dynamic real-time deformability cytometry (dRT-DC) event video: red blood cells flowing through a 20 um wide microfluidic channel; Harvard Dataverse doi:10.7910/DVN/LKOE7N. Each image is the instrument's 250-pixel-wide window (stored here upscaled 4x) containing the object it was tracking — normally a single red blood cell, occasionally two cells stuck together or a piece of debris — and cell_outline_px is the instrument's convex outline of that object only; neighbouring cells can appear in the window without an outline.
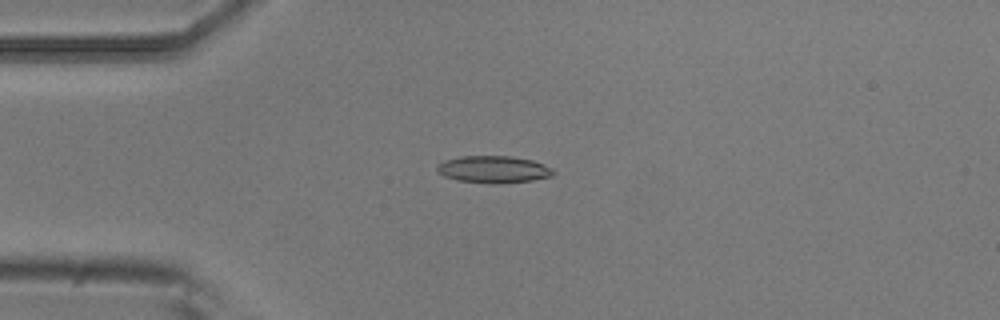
{"species": "common noctule bat (a hibernating species)", "species_latin": "Nyctalus noctula", "temperature_condition": "room temperature", "stored_images_in_passage": 8, "camera_frame_rate_fps": 3000, "um_per_image_px": 0.085, "animal": {"sex": "male", "body_mass_g": 20.5, "forearm_length_mm": 52.5}, "frame": {"image": 1, "passage_image": 2, "time_ms": 0.333, "image_size_px": [1000, 320], "cell_outline_px": [[556, 172], [552, 176], [532, 180], [492, 184], [456, 180], [444, 176], [436, 172], [436, 168], [444, 160], [460, 156], [512, 156], [532, 160], [552, 168]], "centroid_in_image_um": [41.93, 14.4], "position_along_channel_um": 43.1, "area_um2": 18.38}}
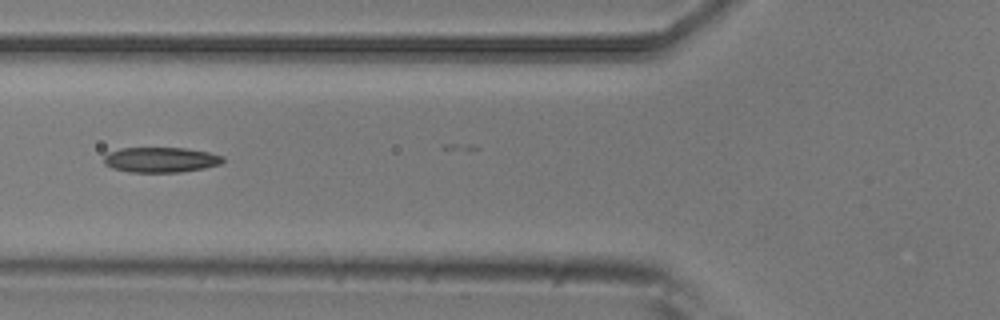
{"frame": {"image": 2, "passage_image": 4, "time_ms": 1.0, "image_size_px": [1000, 320], "cell_outline_px": [[224, 160], [220, 164], [204, 168], [180, 172], [128, 172], [112, 168], [104, 164], [104, 156], [108, 152], [120, 148], [184, 148], [208, 152], [224, 156]], "centroid_in_image_um": [13.64, 13.58], "position_along_channel_um": 112.2, "area_um2": 17.51}}
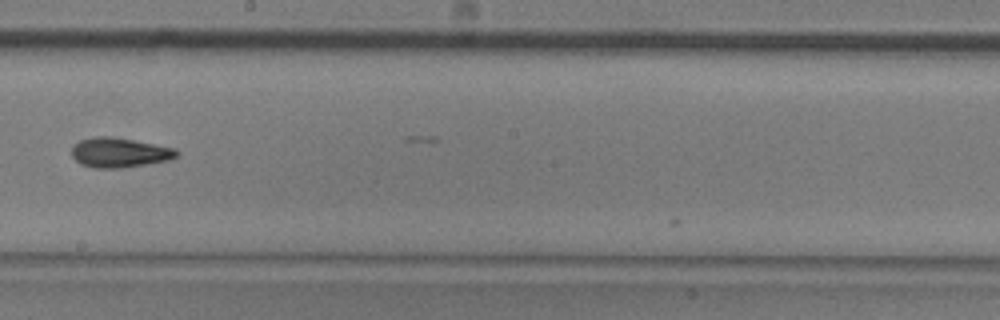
{"frame": {"image": 3, "passage_image": 7, "time_ms": 2.0, "image_size_px": [1000, 320], "cell_outline_px": [[180, 152], [176, 156], [168, 160], [124, 168], [92, 168], [80, 164], [72, 156], [72, 144], [80, 140], [92, 136], [112, 136], [176, 148]], "centroid_in_image_um": [10.12, 12.96], "position_along_channel_um": 238.1, "area_um2": 18.38}}